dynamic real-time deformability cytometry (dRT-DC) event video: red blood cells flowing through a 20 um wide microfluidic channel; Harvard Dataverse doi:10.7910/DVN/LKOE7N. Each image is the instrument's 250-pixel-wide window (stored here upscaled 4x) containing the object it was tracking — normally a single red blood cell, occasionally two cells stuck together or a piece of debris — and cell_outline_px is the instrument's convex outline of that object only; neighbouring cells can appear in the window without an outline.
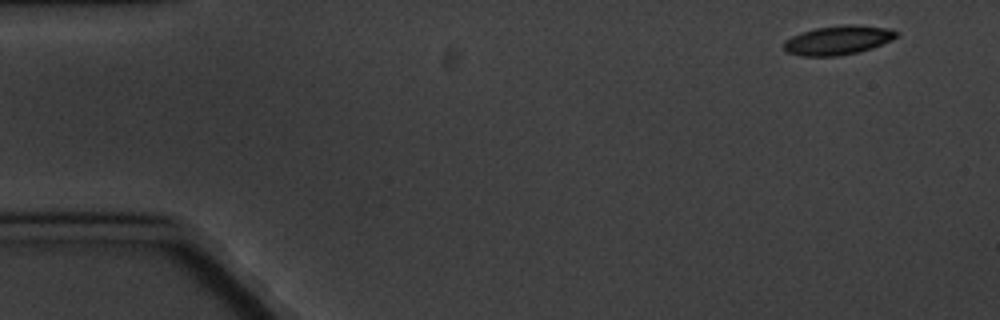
{"species": "common noctule bat (a hibernating species)", "species_latin": "Nyctalus noctula", "temperature_condition": "cold", "stored_images_in_passage": 6, "camera_frame_rate_fps": 3000, "um_per_image_px": 0.085, "animal": {"sex": "male", "body_mass_g": 20.1, "forearm_length_mm": 53.5}, "frame": {"image": 1, "passage_image": 1, "time_ms": 0.0, "image_size_px": [1000, 320], "cell_outline_px": [[900, 32], [892, 40], [872, 48], [860, 52], [836, 56], [800, 56], [788, 52], [784, 48], [784, 40], [792, 36], [816, 28], [848, 24], [852, 24], [888, 28]], "centroid_in_image_um": [71.25, 3.42], "position_along_channel_um": 13.7, "area_um2": 19.02}}
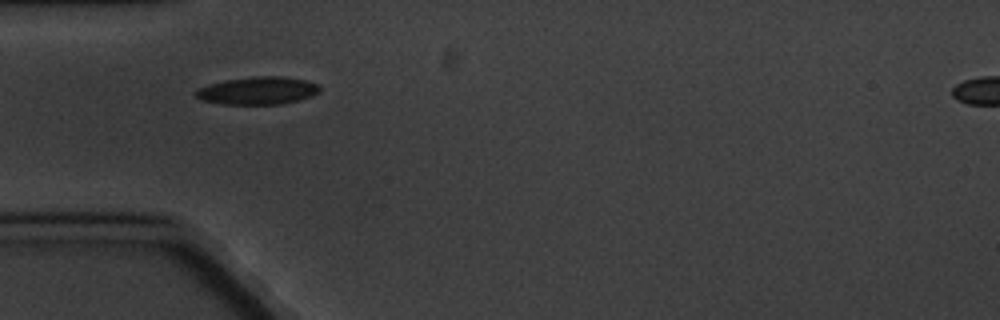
{"frame": {"image": 2, "passage_image": 5, "time_ms": 4.667, "image_size_px": [1000, 320], "cell_outline_px": [[320, 92], [312, 96], [280, 104], [224, 104], [204, 100], [196, 96], [192, 92], [196, 88], [208, 84], [228, 80], [252, 76], [284, 76], [304, 80], [320, 84]], "centroid_in_image_um": [21.91, 7.69], "position_along_channel_um": 63.1, "area_um2": 20.0}}